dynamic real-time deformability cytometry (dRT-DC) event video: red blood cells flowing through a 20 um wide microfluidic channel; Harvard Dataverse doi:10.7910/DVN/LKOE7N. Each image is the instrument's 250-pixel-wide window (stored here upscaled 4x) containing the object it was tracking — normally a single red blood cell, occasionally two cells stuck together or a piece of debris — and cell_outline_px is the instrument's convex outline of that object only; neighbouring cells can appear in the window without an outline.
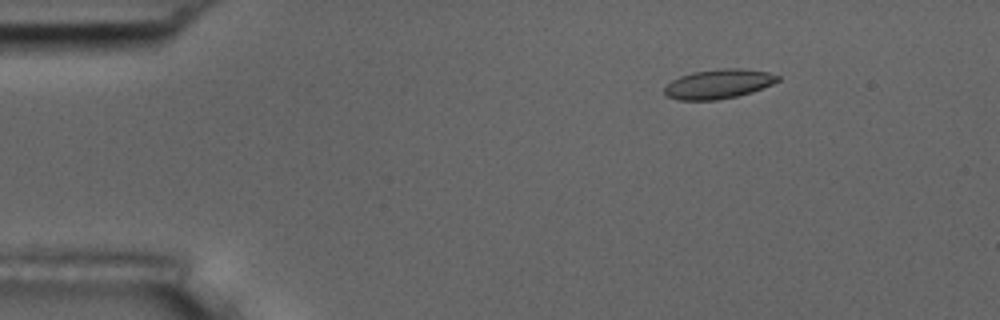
{"species": "common noctule bat (a hibernating species)", "species_latin": "Nyctalus noctula", "temperature_condition": "room temperature", "stored_images_in_passage": 4, "camera_frame_rate_fps": 3000, "um_per_image_px": 0.085, "animal": {"sex": "male", "body_mass_g": 17.5, "forearm_length_mm": 52.3}, "frame": {"image": 1, "passage_image": 2, "time_ms": 1.0, "image_size_px": [1000, 320], "cell_outline_px": [[780, 80], [772, 84], [752, 92], [736, 96], [716, 100], [680, 100], [664, 96], [664, 88], [672, 80], [680, 76], [692, 72], [720, 68], [740, 68], [768, 72], [780, 76]], "centroid_in_image_um": [61.06, 7.13], "position_along_channel_um": 23.9, "area_um2": 19.48}}